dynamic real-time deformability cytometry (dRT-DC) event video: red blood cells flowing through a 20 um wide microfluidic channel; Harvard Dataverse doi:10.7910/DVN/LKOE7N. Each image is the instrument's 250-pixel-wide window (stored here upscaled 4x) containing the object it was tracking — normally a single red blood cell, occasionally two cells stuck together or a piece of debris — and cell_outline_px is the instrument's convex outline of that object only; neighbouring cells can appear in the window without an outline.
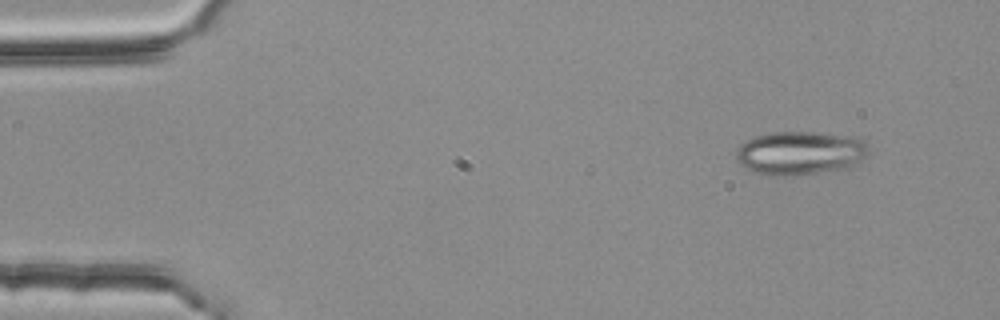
{"species": "common noctule bat (a hibernating species)", "species_latin": "Nyctalus noctula", "temperature_condition": "room temperature", "stored_images_in_passage": 50, "camera_frame_rate_fps": 3000, "um_per_image_px": 0.085, "animal": {"sex": "female", "body_mass_g": 25.1}, "frame": {"image": 1, "passage_image": 1, "time_ms": 0.0, "image_size_px": [1000, 320], "cell_outline_px": [[872, 152], [860, 160], [844, 168], [816, 172], [752, 172], [740, 164], [736, 160], [736, 148], [740, 144], [756, 136], [772, 132], [820, 132], [860, 136], [864, 140]], "centroid_in_image_um": [68.08, 12.92], "position_along_channel_um": 16.9, "area_um2": 32.83}}
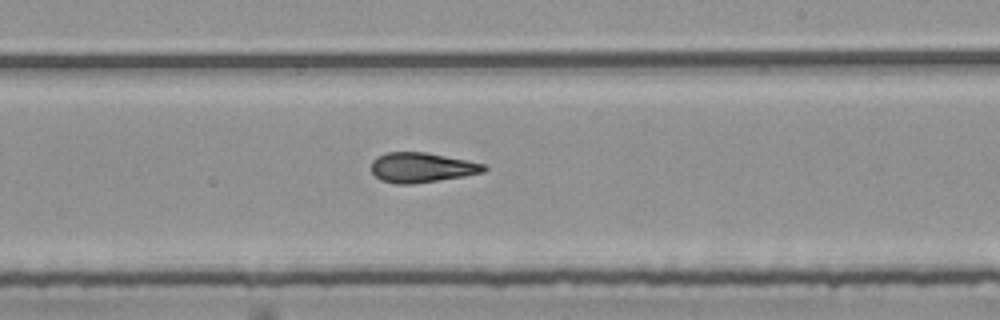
{"frame": {"image": 2, "passage_image": 28, "time_ms": 9.0, "image_size_px": [1000, 320], "cell_outline_px": [[488, 168], [484, 172], [464, 176], [412, 184], [396, 184], [380, 180], [372, 172], [372, 160], [376, 156], [388, 152], [424, 152], [468, 160], [484, 164]], "centroid_in_image_um": [35.84, 14.24], "position_along_channel_um": 253.2, "area_um2": 19.59}}
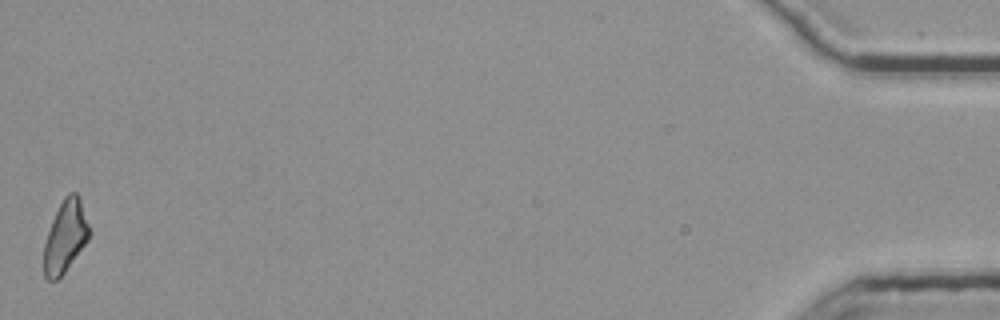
{"frame": {"image": 3, "passage_image": 50, "time_ms": 16.333, "image_size_px": [1000, 320], "cell_outline_px": [[92, 232], [88, 240], [64, 272], [56, 280], [48, 280], [44, 276], [44, 244], [52, 220], [64, 196], [68, 192], [76, 192], [80, 196]], "centroid_in_image_um": [5.58, 20.06], "position_along_channel_um": 429.6, "area_um2": 19.07}, "authors_computed_cell_mechanics": {"area_um2": 19.7098, "velocity_mm_per_s": 3.7706, "shape_relaxation_time_tau1_ms": null, "shape_relaxation_time_tau2_ms": 3.4966, "deformation_change_tau1": null, "deformation_change_tau2": 0.1306}}